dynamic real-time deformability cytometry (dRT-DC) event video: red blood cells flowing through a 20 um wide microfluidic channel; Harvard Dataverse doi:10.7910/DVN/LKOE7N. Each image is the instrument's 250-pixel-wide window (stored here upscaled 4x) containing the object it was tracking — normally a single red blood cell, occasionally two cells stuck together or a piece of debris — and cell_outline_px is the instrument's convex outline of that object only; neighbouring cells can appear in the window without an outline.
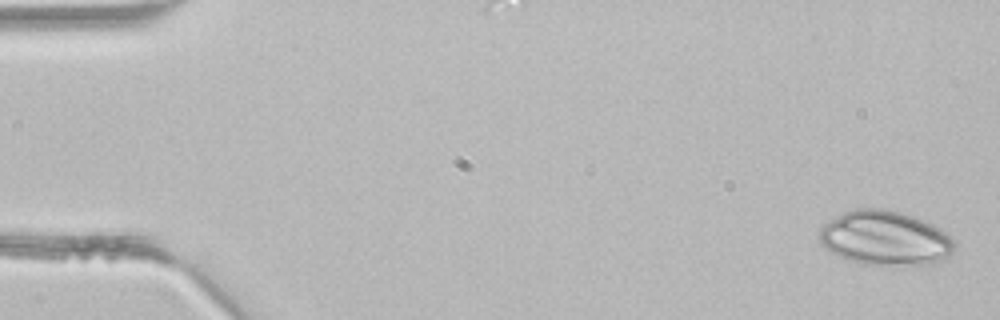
{"species": "common noctule bat (a hibernating species)", "species_latin": "Nyctalus noctula", "temperature_condition": "room temperature", "stored_images_in_passage": 4, "camera_frame_rate_fps": 3000, "um_per_image_px": 0.085, "animal": {"sex": "male", "body_mass_g": 21.5, "forearm_length_mm": 52.0}, "frame": {"image": 1, "passage_image": 4, "time_ms": 1.0, "image_size_px": [1000, 320], "cell_outline_px": [[956, 244], [952, 256], [944, 260], [932, 264], [900, 268], [864, 264], [840, 256], [832, 252], [820, 244], [820, 224], [852, 208], [884, 208], [904, 212], [940, 228]], "centroid_in_image_um": [75.26, 20.27], "position_along_channel_um": 9.7, "area_um2": 43.93}}